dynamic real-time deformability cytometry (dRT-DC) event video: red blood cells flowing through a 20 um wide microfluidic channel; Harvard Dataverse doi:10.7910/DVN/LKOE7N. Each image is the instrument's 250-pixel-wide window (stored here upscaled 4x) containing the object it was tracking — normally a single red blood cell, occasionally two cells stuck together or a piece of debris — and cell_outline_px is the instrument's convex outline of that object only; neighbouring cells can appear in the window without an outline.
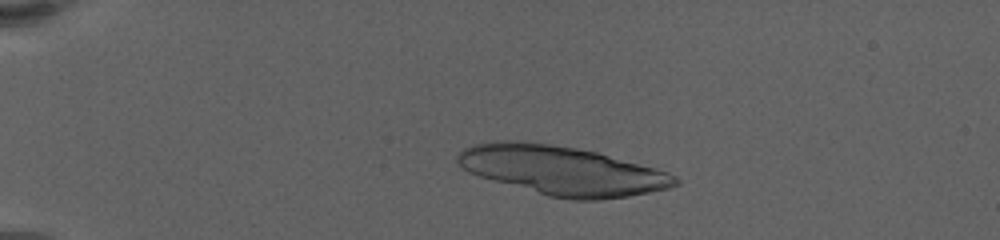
{"species": "human", "species_latin": "Homo sapiens", "temperature_condition": "warm", "stored_images_in_passage": 4, "camera_frame_rate_fps": 3000, "um_per_image_px": 0.085, "donor": {"sex": "female"}, "frame": {"image": 1, "passage_image": 1, "time_ms": 0.0, "image_size_px": [1000, 240], "cell_outline_px": [[680, 184], [668, 188], [628, 196], [596, 200], [572, 200], [548, 196], [480, 176], [468, 172], [456, 160], [456, 156], [464, 148], [472, 144], [504, 140], [512, 140], [548, 144], [576, 148], [596, 152], [668, 172], [676, 176], [680, 180]], "centroid_in_image_um": [47.78, 14.49], "position_along_channel_um": 37.2, "area_um2": 61.5}}